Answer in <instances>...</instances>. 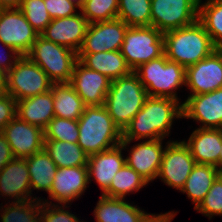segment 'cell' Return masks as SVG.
<instances>
[{"label":"cell","mask_w":222,"mask_h":222,"mask_svg":"<svg viewBox=\"0 0 222 222\" xmlns=\"http://www.w3.org/2000/svg\"><path fill=\"white\" fill-rule=\"evenodd\" d=\"M79 12L69 17L52 19L40 35L77 53L89 24L81 11Z\"/></svg>","instance_id":"17"},{"label":"cell","mask_w":222,"mask_h":222,"mask_svg":"<svg viewBox=\"0 0 222 222\" xmlns=\"http://www.w3.org/2000/svg\"><path fill=\"white\" fill-rule=\"evenodd\" d=\"M111 81L107 76L87 68L77 60L69 84L86 106H102Z\"/></svg>","instance_id":"15"},{"label":"cell","mask_w":222,"mask_h":222,"mask_svg":"<svg viewBox=\"0 0 222 222\" xmlns=\"http://www.w3.org/2000/svg\"><path fill=\"white\" fill-rule=\"evenodd\" d=\"M148 97L146 89L132 71L127 76L111 81L104 106L113 122L123 131Z\"/></svg>","instance_id":"4"},{"label":"cell","mask_w":222,"mask_h":222,"mask_svg":"<svg viewBox=\"0 0 222 222\" xmlns=\"http://www.w3.org/2000/svg\"><path fill=\"white\" fill-rule=\"evenodd\" d=\"M218 174L217 167L212 165L196 164L193 167L192 172L180 191L186 193L187 197L194 204V209L208 193Z\"/></svg>","instance_id":"27"},{"label":"cell","mask_w":222,"mask_h":222,"mask_svg":"<svg viewBox=\"0 0 222 222\" xmlns=\"http://www.w3.org/2000/svg\"><path fill=\"white\" fill-rule=\"evenodd\" d=\"M6 206L0 208L3 209V213H0L1 222H40L41 199L6 203Z\"/></svg>","instance_id":"33"},{"label":"cell","mask_w":222,"mask_h":222,"mask_svg":"<svg viewBox=\"0 0 222 222\" xmlns=\"http://www.w3.org/2000/svg\"><path fill=\"white\" fill-rule=\"evenodd\" d=\"M18 9L24 14L33 29L40 35L52 21L44 0H21Z\"/></svg>","instance_id":"36"},{"label":"cell","mask_w":222,"mask_h":222,"mask_svg":"<svg viewBox=\"0 0 222 222\" xmlns=\"http://www.w3.org/2000/svg\"><path fill=\"white\" fill-rule=\"evenodd\" d=\"M7 94V73L0 70V96Z\"/></svg>","instance_id":"44"},{"label":"cell","mask_w":222,"mask_h":222,"mask_svg":"<svg viewBox=\"0 0 222 222\" xmlns=\"http://www.w3.org/2000/svg\"><path fill=\"white\" fill-rule=\"evenodd\" d=\"M21 56L22 55H20L17 51H9L6 54V52L4 53L2 50L0 52V70L8 73Z\"/></svg>","instance_id":"42"},{"label":"cell","mask_w":222,"mask_h":222,"mask_svg":"<svg viewBox=\"0 0 222 222\" xmlns=\"http://www.w3.org/2000/svg\"><path fill=\"white\" fill-rule=\"evenodd\" d=\"M120 52L134 71L164 54L163 33L153 26L128 27Z\"/></svg>","instance_id":"7"},{"label":"cell","mask_w":222,"mask_h":222,"mask_svg":"<svg viewBox=\"0 0 222 222\" xmlns=\"http://www.w3.org/2000/svg\"><path fill=\"white\" fill-rule=\"evenodd\" d=\"M46 10L52 19L69 17L77 14L80 8L69 0H44Z\"/></svg>","instance_id":"39"},{"label":"cell","mask_w":222,"mask_h":222,"mask_svg":"<svg viewBox=\"0 0 222 222\" xmlns=\"http://www.w3.org/2000/svg\"><path fill=\"white\" fill-rule=\"evenodd\" d=\"M148 182L134 169L125 164L112 178L109 189L103 196L125 199L126 195L138 192Z\"/></svg>","instance_id":"31"},{"label":"cell","mask_w":222,"mask_h":222,"mask_svg":"<svg viewBox=\"0 0 222 222\" xmlns=\"http://www.w3.org/2000/svg\"><path fill=\"white\" fill-rule=\"evenodd\" d=\"M182 103L183 118L201 123V129H222V88L188 96Z\"/></svg>","instance_id":"14"},{"label":"cell","mask_w":222,"mask_h":222,"mask_svg":"<svg viewBox=\"0 0 222 222\" xmlns=\"http://www.w3.org/2000/svg\"><path fill=\"white\" fill-rule=\"evenodd\" d=\"M29 171L31 192L41 190L49 194L57 166L50 155L43 149L26 158Z\"/></svg>","instance_id":"28"},{"label":"cell","mask_w":222,"mask_h":222,"mask_svg":"<svg viewBox=\"0 0 222 222\" xmlns=\"http://www.w3.org/2000/svg\"><path fill=\"white\" fill-rule=\"evenodd\" d=\"M16 116L44 130L49 121L55 117L51 90L16 101Z\"/></svg>","instance_id":"24"},{"label":"cell","mask_w":222,"mask_h":222,"mask_svg":"<svg viewBox=\"0 0 222 222\" xmlns=\"http://www.w3.org/2000/svg\"><path fill=\"white\" fill-rule=\"evenodd\" d=\"M93 214L96 222H141L149 213L125 199L101 195Z\"/></svg>","instance_id":"23"},{"label":"cell","mask_w":222,"mask_h":222,"mask_svg":"<svg viewBox=\"0 0 222 222\" xmlns=\"http://www.w3.org/2000/svg\"><path fill=\"white\" fill-rule=\"evenodd\" d=\"M21 0H0V8H18Z\"/></svg>","instance_id":"45"},{"label":"cell","mask_w":222,"mask_h":222,"mask_svg":"<svg viewBox=\"0 0 222 222\" xmlns=\"http://www.w3.org/2000/svg\"><path fill=\"white\" fill-rule=\"evenodd\" d=\"M199 0L198 21L210 35L213 45L222 49V0Z\"/></svg>","instance_id":"30"},{"label":"cell","mask_w":222,"mask_h":222,"mask_svg":"<svg viewBox=\"0 0 222 222\" xmlns=\"http://www.w3.org/2000/svg\"><path fill=\"white\" fill-rule=\"evenodd\" d=\"M77 59L87 68L107 76L110 80L127 76L132 72L120 50L77 54Z\"/></svg>","instance_id":"25"},{"label":"cell","mask_w":222,"mask_h":222,"mask_svg":"<svg viewBox=\"0 0 222 222\" xmlns=\"http://www.w3.org/2000/svg\"><path fill=\"white\" fill-rule=\"evenodd\" d=\"M26 158L12 159L0 171V195L12 197L11 202H21L40 198L33 197Z\"/></svg>","instance_id":"19"},{"label":"cell","mask_w":222,"mask_h":222,"mask_svg":"<svg viewBox=\"0 0 222 222\" xmlns=\"http://www.w3.org/2000/svg\"><path fill=\"white\" fill-rule=\"evenodd\" d=\"M53 107L55 117L78 120L86 105L69 83H53Z\"/></svg>","instance_id":"26"},{"label":"cell","mask_w":222,"mask_h":222,"mask_svg":"<svg viewBox=\"0 0 222 222\" xmlns=\"http://www.w3.org/2000/svg\"><path fill=\"white\" fill-rule=\"evenodd\" d=\"M162 140L154 139L137 143L129 149L126 164L140 174L148 183L158 175L164 150Z\"/></svg>","instance_id":"20"},{"label":"cell","mask_w":222,"mask_h":222,"mask_svg":"<svg viewBox=\"0 0 222 222\" xmlns=\"http://www.w3.org/2000/svg\"><path fill=\"white\" fill-rule=\"evenodd\" d=\"M53 82L27 55H22L7 73V93L16 101L48 92Z\"/></svg>","instance_id":"8"},{"label":"cell","mask_w":222,"mask_h":222,"mask_svg":"<svg viewBox=\"0 0 222 222\" xmlns=\"http://www.w3.org/2000/svg\"><path fill=\"white\" fill-rule=\"evenodd\" d=\"M38 35L18 8L0 9V44L7 50L27 55Z\"/></svg>","instance_id":"10"},{"label":"cell","mask_w":222,"mask_h":222,"mask_svg":"<svg viewBox=\"0 0 222 222\" xmlns=\"http://www.w3.org/2000/svg\"><path fill=\"white\" fill-rule=\"evenodd\" d=\"M185 86L190 95H200L222 88V49L217 48L205 59L186 67Z\"/></svg>","instance_id":"13"},{"label":"cell","mask_w":222,"mask_h":222,"mask_svg":"<svg viewBox=\"0 0 222 222\" xmlns=\"http://www.w3.org/2000/svg\"><path fill=\"white\" fill-rule=\"evenodd\" d=\"M133 72L138 76L149 97L180 100L176 91L185 86L186 68L168 60L165 54L140 65Z\"/></svg>","instance_id":"5"},{"label":"cell","mask_w":222,"mask_h":222,"mask_svg":"<svg viewBox=\"0 0 222 222\" xmlns=\"http://www.w3.org/2000/svg\"><path fill=\"white\" fill-rule=\"evenodd\" d=\"M16 117V100L8 93L0 96V132Z\"/></svg>","instance_id":"40"},{"label":"cell","mask_w":222,"mask_h":222,"mask_svg":"<svg viewBox=\"0 0 222 222\" xmlns=\"http://www.w3.org/2000/svg\"><path fill=\"white\" fill-rule=\"evenodd\" d=\"M89 184L88 166L57 168L49 197L57 204H68L79 198Z\"/></svg>","instance_id":"18"},{"label":"cell","mask_w":222,"mask_h":222,"mask_svg":"<svg viewBox=\"0 0 222 222\" xmlns=\"http://www.w3.org/2000/svg\"><path fill=\"white\" fill-rule=\"evenodd\" d=\"M218 177L222 180V171L219 172Z\"/></svg>","instance_id":"48"},{"label":"cell","mask_w":222,"mask_h":222,"mask_svg":"<svg viewBox=\"0 0 222 222\" xmlns=\"http://www.w3.org/2000/svg\"><path fill=\"white\" fill-rule=\"evenodd\" d=\"M44 149L57 168L87 166L88 155L78 143L44 140Z\"/></svg>","instance_id":"29"},{"label":"cell","mask_w":222,"mask_h":222,"mask_svg":"<svg viewBox=\"0 0 222 222\" xmlns=\"http://www.w3.org/2000/svg\"><path fill=\"white\" fill-rule=\"evenodd\" d=\"M177 212H166L164 214H152L149 213L141 222H171L176 216Z\"/></svg>","instance_id":"43"},{"label":"cell","mask_w":222,"mask_h":222,"mask_svg":"<svg viewBox=\"0 0 222 222\" xmlns=\"http://www.w3.org/2000/svg\"><path fill=\"white\" fill-rule=\"evenodd\" d=\"M1 132L15 158H27L44 149V130L20 120L17 116Z\"/></svg>","instance_id":"16"},{"label":"cell","mask_w":222,"mask_h":222,"mask_svg":"<svg viewBox=\"0 0 222 222\" xmlns=\"http://www.w3.org/2000/svg\"><path fill=\"white\" fill-rule=\"evenodd\" d=\"M117 18L129 27L151 26V0H118Z\"/></svg>","instance_id":"32"},{"label":"cell","mask_w":222,"mask_h":222,"mask_svg":"<svg viewBox=\"0 0 222 222\" xmlns=\"http://www.w3.org/2000/svg\"><path fill=\"white\" fill-rule=\"evenodd\" d=\"M123 147L118 145L109 150H105L88 156V177L89 183L94 178L99 185L102 195L109 189L112 178L126 164L123 156Z\"/></svg>","instance_id":"21"},{"label":"cell","mask_w":222,"mask_h":222,"mask_svg":"<svg viewBox=\"0 0 222 222\" xmlns=\"http://www.w3.org/2000/svg\"><path fill=\"white\" fill-rule=\"evenodd\" d=\"M27 56L43 69L53 83H69L77 53L38 35Z\"/></svg>","instance_id":"6"},{"label":"cell","mask_w":222,"mask_h":222,"mask_svg":"<svg viewBox=\"0 0 222 222\" xmlns=\"http://www.w3.org/2000/svg\"><path fill=\"white\" fill-rule=\"evenodd\" d=\"M78 121L60 117L52 118L44 129V140L78 143Z\"/></svg>","instance_id":"35"},{"label":"cell","mask_w":222,"mask_h":222,"mask_svg":"<svg viewBox=\"0 0 222 222\" xmlns=\"http://www.w3.org/2000/svg\"><path fill=\"white\" fill-rule=\"evenodd\" d=\"M164 54L185 68L205 59L217 48L197 20L195 23L163 33Z\"/></svg>","instance_id":"2"},{"label":"cell","mask_w":222,"mask_h":222,"mask_svg":"<svg viewBox=\"0 0 222 222\" xmlns=\"http://www.w3.org/2000/svg\"><path fill=\"white\" fill-rule=\"evenodd\" d=\"M128 27L118 18L110 21L89 23L82 46L77 54L119 51Z\"/></svg>","instance_id":"12"},{"label":"cell","mask_w":222,"mask_h":222,"mask_svg":"<svg viewBox=\"0 0 222 222\" xmlns=\"http://www.w3.org/2000/svg\"><path fill=\"white\" fill-rule=\"evenodd\" d=\"M196 164L217 167L222 151V129L196 128L188 140H183Z\"/></svg>","instance_id":"22"},{"label":"cell","mask_w":222,"mask_h":222,"mask_svg":"<svg viewBox=\"0 0 222 222\" xmlns=\"http://www.w3.org/2000/svg\"><path fill=\"white\" fill-rule=\"evenodd\" d=\"M40 213V222H84L80 221L75 214L64 208H69L67 204H52V201L43 200ZM60 205V206H59Z\"/></svg>","instance_id":"38"},{"label":"cell","mask_w":222,"mask_h":222,"mask_svg":"<svg viewBox=\"0 0 222 222\" xmlns=\"http://www.w3.org/2000/svg\"><path fill=\"white\" fill-rule=\"evenodd\" d=\"M88 23L117 19L118 0H85L80 8Z\"/></svg>","instance_id":"34"},{"label":"cell","mask_w":222,"mask_h":222,"mask_svg":"<svg viewBox=\"0 0 222 222\" xmlns=\"http://www.w3.org/2000/svg\"><path fill=\"white\" fill-rule=\"evenodd\" d=\"M182 104L171 98L148 97L142 109L122 131L123 149L132 141L165 139L171 133L174 119H183Z\"/></svg>","instance_id":"1"},{"label":"cell","mask_w":222,"mask_h":222,"mask_svg":"<svg viewBox=\"0 0 222 222\" xmlns=\"http://www.w3.org/2000/svg\"><path fill=\"white\" fill-rule=\"evenodd\" d=\"M218 171H222V151L220 153L219 163L217 164Z\"/></svg>","instance_id":"47"},{"label":"cell","mask_w":222,"mask_h":222,"mask_svg":"<svg viewBox=\"0 0 222 222\" xmlns=\"http://www.w3.org/2000/svg\"><path fill=\"white\" fill-rule=\"evenodd\" d=\"M210 218L222 216V180L217 177L200 204L194 209Z\"/></svg>","instance_id":"37"},{"label":"cell","mask_w":222,"mask_h":222,"mask_svg":"<svg viewBox=\"0 0 222 222\" xmlns=\"http://www.w3.org/2000/svg\"><path fill=\"white\" fill-rule=\"evenodd\" d=\"M14 158L8 141L2 132H0V171Z\"/></svg>","instance_id":"41"},{"label":"cell","mask_w":222,"mask_h":222,"mask_svg":"<svg viewBox=\"0 0 222 222\" xmlns=\"http://www.w3.org/2000/svg\"><path fill=\"white\" fill-rule=\"evenodd\" d=\"M199 0H151V26L162 33L198 20Z\"/></svg>","instance_id":"9"},{"label":"cell","mask_w":222,"mask_h":222,"mask_svg":"<svg viewBox=\"0 0 222 222\" xmlns=\"http://www.w3.org/2000/svg\"><path fill=\"white\" fill-rule=\"evenodd\" d=\"M77 121L78 145L88 156L120 145L122 131L113 122L104 105L86 106Z\"/></svg>","instance_id":"3"},{"label":"cell","mask_w":222,"mask_h":222,"mask_svg":"<svg viewBox=\"0 0 222 222\" xmlns=\"http://www.w3.org/2000/svg\"><path fill=\"white\" fill-rule=\"evenodd\" d=\"M157 177L167 186L181 190L196 165L183 141H167Z\"/></svg>","instance_id":"11"},{"label":"cell","mask_w":222,"mask_h":222,"mask_svg":"<svg viewBox=\"0 0 222 222\" xmlns=\"http://www.w3.org/2000/svg\"><path fill=\"white\" fill-rule=\"evenodd\" d=\"M69 1L75 3L79 8H81L85 0H69Z\"/></svg>","instance_id":"46"}]
</instances>
